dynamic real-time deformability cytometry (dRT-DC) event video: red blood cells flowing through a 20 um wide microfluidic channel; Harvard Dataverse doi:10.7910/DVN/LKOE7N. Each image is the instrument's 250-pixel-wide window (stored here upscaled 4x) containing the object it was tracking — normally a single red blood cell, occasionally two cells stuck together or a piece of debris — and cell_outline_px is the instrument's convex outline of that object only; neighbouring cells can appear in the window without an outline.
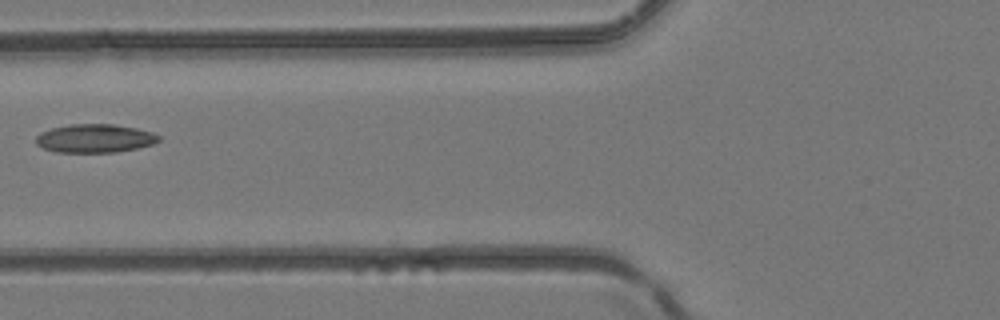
{"species": "common noctule bat (a hibernating species)", "species_latin": "Nyctalus noctula", "temperature_condition": "room temperature", "stored_images_in_passage": 5, "camera_frame_rate_fps": 3000, "um_per_image_px": 0.085, "animal": {"sex": "female", "body_mass_g": 24.6, "forearm_length_mm": 56.2}, "frame": {"image": 1, "passage_image": 5, "time_ms": 1.333, "image_size_px": [1000, 320], "cell_outline_px": [[160, 140], [152, 144], [136, 148], [116, 152], [56, 152], [44, 148], [36, 144], [36, 136], [40, 132], [52, 128], [68, 124], [112, 124], [136, 128], [152, 132], [160, 136]], "centroid_in_image_um": [8.04, 11.75], "position_along_channel_um": 117.8, "area_um2": 20.35}}